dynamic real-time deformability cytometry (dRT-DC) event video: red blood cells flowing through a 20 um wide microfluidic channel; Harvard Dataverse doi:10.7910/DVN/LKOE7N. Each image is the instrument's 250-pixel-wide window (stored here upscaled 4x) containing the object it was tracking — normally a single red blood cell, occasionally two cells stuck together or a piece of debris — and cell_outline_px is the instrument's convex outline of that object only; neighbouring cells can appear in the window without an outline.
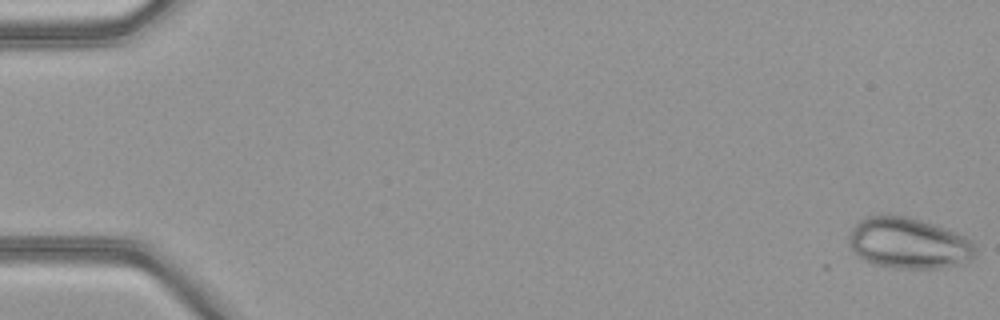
{"species": "common noctule bat (a hibernating species)", "species_latin": "Nyctalus noctula", "temperature_condition": "warm", "stored_images_in_passage": 52, "camera_frame_rate_fps": 3000, "um_per_image_px": 0.085, "animal": {"sex": "female", "body_mass_g": 21.9}, "frame": {"image": 1, "passage_image": 1, "time_ms": 0.0, "image_size_px": [1000, 320], "cell_outline_px": [[976, 256], [972, 260], [964, 264], [940, 268], [896, 268], [872, 264], [864, 260], [852, 248], [848, 240], [848, 236], [852, 228], [860, 220], [868, 216], [908, 216], [936, 224], [956, 232], [972, 240], [976, 244]], "centroid_in_image_um": [77.3, 20.68], "position_along_channel_um": 7.7, "area_um2": 37.86}}
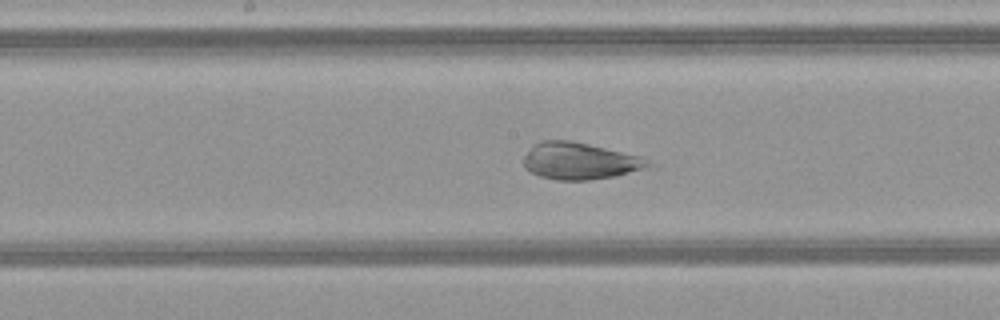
{"frame": {"image": 2, "passage_image": 27, "time_ms": 8.667, "image_size_px": [1000, 320], "cell_outline_px": [[652, 164], [644, 168], [616, 176], [588, 180], [556, 180], [540, 176], [524, 168], [524, 156], [532, 144], [540, 140], [568, 140], [588, 144], [640, 156], [648, 160]], "centroid_in_image_um": [49.22, 13.68], "position_along_channel_um": 199.0, "area_um2": 26.59}}
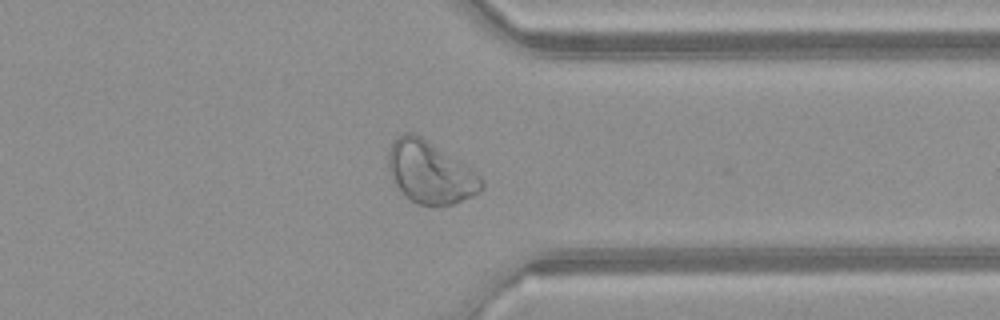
{"frame": {"image": 3, "passage_image": 40, "time_ms": 13.0, "image_size_px": [1000, 320], "cell_outline_px": [[484, 188], [472, 196], [452, 204], [416, 204], [392, 180], [388, 164], [388, 152], [396, 136], [404, 132], [416, 132], [464, 164], [480, 176], [484, 180]], "centroid_in_image_um": [36.56, 14.61], "position_along_channel_um": 374.8, "area_um2": 33.23}}